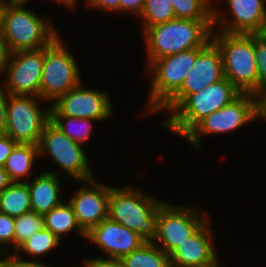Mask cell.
<instances>
[{"mask_svg": "<svg viewBox=\"0 0 266 267\" xmlns=\"http://www.w3.org/2000/svg\"><path fill=\"white\" fill-rule=\"evenodd\" d=\"M213 20L173 19L144 30L148 65L159 58L203 48L212 38Z\"/></svg>", "mask_w": 266, "mask_h": 267, "instance_id": "6da1fadb", "label": "cell"}, {"mask_svg": "<svg viewBox=\"0 0 266 267\" xmlns=\"http://www.w3.org/2000/svg\"><path fill=\"white\" fill-rule=\"evenodd\" d=\"M219 47L223 72L240 92L261 95V82L258 80L255 61V34H230L219 31L212 35Z\"/></svg>", "mask_w": 266, "mask_h": 267, "instance_id": "7a4b0ae2", "label": "cell"}, {"mask_svg": "<svg viewBox=\"0 0 266 267\" xmlns=\"http://www.w3.org/2000/svg\"><path fill=\"white\" fill-rule=\"evenodd\" d=\"M145 195L140 189L130 186L123 189L111 187L108 217L137 232L144 242H152L156 233L158 208L163 202Z\"/></svg>", "mask_w": 266, "mask_h": 267, "instance_id": "3957f363", "label": "cell"}, {"mask_svg": "<svg viewBox=\"0 0 266 267\" xmlns=\"http://www.w3.org/2000/svg\"><path fill=\"white\" fill-rule=\"evenodd\" d=\"M240 92L226 77L190 94L163 122L167 129L183 138L206 116L224 108Z\"/></svg>", "mask_w": 266, "mask_h": 267, "instance_id": "277c9868", "label": "cell"}, {"mask_svg": "<svg viewBox=\"0 0 266 267\" xmlns=\"http://www.w3.org/2000/svg\"><path fill=\"white\" fill-rule=\"evenodd\" d=\"M41 17L23 5L4 6L2 30L10 53L20 50H36L48 46L58 34Z\"/></svg>", "mask_w": 266, "mask_h": 267, "instance_id": "5b68a950", "label": "cell"}, {"mask_svg": "<svg viewBox=\"0 0 266 267\" xmlns=\"http://www.w3.org/2000/svg\"><path fill=\"white\" fill-rule=\"evenodd\" d=\"M202 48L189 49L153 60L147 67L153 71L148 101L151 112L159 109L181 88L185 77L194 65Z\"/></svg>", "mask_w": 266, "mask_h": 267, "instance_id": "8992f818", "label": "cell"}, {"mask_svg": "<svg viewBox=\"0 0 266 267\" xmlns=\"http://www.w3.org/2000/svg\"><path fill=\"white\" fill-rule=\"evenodd\" d=\"M80 80L76 59L57 36L44 48L40 97L56 100L77 86Z\"/></svg>", "mask_w": 266, "mask_h": 267, "instance_id": "52a82bcc", "label": "cell"}, {"mask_svg": "<svg viewBox=\"0 0 266 267\" xmlns=\"http://www.w3.org/2000/svg\"><path fill=\"white\" fill-rule=\"evenodd\" d=\"M38 100L43 99L30 95H8L5 134L16 143L39 144L44 127L50 121V109L42 111Z\"/></svg>", "mask_w": 266, "mask_h": 267, "instance_id": "ba28073f", "label": "cell"}, {"mask_svg": "<svg viewBox=\"0 0 266 267\" xmlns=\"http://www.w3.org/2000/svg\"><path fill=\"white\" fill-rule=\"evenodd\" d=\"M259 117V96L253 93H241L224 108L202 119L185 138L191 145L199 148L201 147L199 134L230 132Z\"/></svg>", "mask_w": 266, "mask_h": 267, "instance_id": "9c48e42d", "label": "cell"}, {"mask_svg": "<svg viewBox=\"0 0 266 267\" xmlns=\"http://www.w3.org/2000/svg\"><path fill=\"white\" fill-rule=\"evenodd\" d=\"M39 154H47L74 180L87 181L94 178L81 144L71 140L49 121L41 134Z\"/></svg>", "mask_w": 266, "mask_h": 267, "instance_id": "30bf717a", "label": "cell"}, {"mask_svg": "<svg viewBox=\"0 0 266 267\" xmlns=\"http://www.w3.org/2000/svg\"><path fill=\"white\" fill-rule=\"evenodd\" d=\"M199 210L195 207L181 208L163 202L158 208L156 233L152 242H160V249L169 255L207 222V218L202 214L203 211Z\"/></svg>", "mask_w": 266, "mask_h": 267, "instance_id": "8fae6325", "label": "cell"}, {"mask_svg": "<svg viewBox=\"0 0 266 267\" xmlns=\"http://www.w3.org/2000/svg\"><path fill=\"white\" fill-rule=\"evenodd\" d=\"M224 78L222 54L217 44L210 40L197 54L181 88L159 109L173 112L190 94Z\"/></svg>", "mask_w": 266, "mask_h": 267, "instance_id": "7c38bea8", "label": "cell"}, {"mask_svg": "<svg viewBox=\"0 0 266 267\" xmlns=\"http://www.w3.org/2000/svg\"><path fill=\"white\" fill-rule=\"evenodd\" d=\"M43 63L44 48L10 53L1 72L7 75V93L40 97Z\"/></svg>", "mask_w": 266, "mask_h": 267, "instance_id": "4fadbf2b", "label": "cell"}, {"mask_svg": "<svg viewBox=\"0 0 266 267\" xmlns=\"http://www.w3.org/2000/svg\"><path fill=\"white\" fill-rule=\"evenodd\" d=\"M80 82L66 94L60 95L50 106V116H69L105 121L113 114L109 96L82 87Z\"/></svg>", "mask_w": 266, "mask_h": 267, "instance_id": "5bb4252c", "label": "cell"}, {"mask_svg": "<svg viewBox=\"0 0 266 267\" xmlns=\"http://www.w3.org/2000/svg\"><path fill=\"white\" fill-rule=\"evenodd\" d=\"M81 182L89 183L90 186L80 187L77 194L68 202L73 208L78 225L87 233L108 217V201L112 186L99 184L94 178Z\"/></svg>", "mask_w": 266, "mask_h": 267, "instance_id": "9a60e30c", "label": "cell"}, {"mask_svg": "<svg viewBox=\"0 0 266 267\" xmlns=\"http://www.w3.org/2000/svg\"><path fill=\"white\" fill-rule=\"evenodd\" d=\"M227 1L229 3L228 7H230V11L233 14L232 20L227 21L221 16L220 11L213 7V25L220 24L221 31L230 34H256L266 32V0Z\"/></svg>", "mask_w": 266, "mask_h": 267, "instance_id": "2e32d148", "label": "cell"}, {"mask_svg": "<svg viewBox=\"0 0 266 267\" xmlns=\"http://www.w3.org/2000/svg\"><path fill=\"white\" fill-rule=\"evenodd\" d=\"M98 245L109 258L121 259L144 243L137 232L107 217L92 227L85 236Z\"/></svg>", "mask_w": 266, "mask_h": 267, "instance_id": "e0dca14e", "label": "cell"}, {"mask_svg": "<svg viewBox=\"0 0 266 267\" xmlns=\"http://www.w3.org/2000/svg\"><path fill=\"white\" fill-rule=\"evenodd\" d=\"M207 221L194 235L178 245L170 254L171 267H219Z\"/></svg>", "mask_w": 266, "mask_h": 267, "instance_id": "ac0fdd59", "label": "cell"}, {"mask_svg": "<svg viewBox=\"0 0 266 267\" xmlns=\"http://www.w3.org/2000/svg\"><path fill=\"white\" fill-rule=\"evenodd\" d=\"M58 174L53 171L42 172L32 182H27L32 211L44 215L61 204L59 193L62 190Z\"/></svg>", "mask_w": 266, "mask_h": 267, "instance_id": "d6986e66", "label": "cell"}, {"mask_svg": "<svg viewBox=\"0 0 266 267\" xmlns=\"http://www.w3.org/2000/svg\"><path fill=\"white\" fill-rule=\"evenodd\" d=\"M32 211L27 181L12 182L0 193V213L19 217Z\"/></svg>", "mask_w": 266, "mask_h": 267, "instance_id": "ffe728a7", "label": "cell"}, {"mask_svg": "<svg viewBox=\"0 0 266 267\" xmlns=\"http://www.w3.org/2000/svg\"><path fill=\"white\" fill-rule=\"evenodd\" d=\"M39 154L38 145L17 143L4 165V170L12 182H19L25 175H30L35 157Z\"/></svg>", "mask_w": 266, "mask_h": 267, "instance_id": "44dd1931", "label": "cell"}, {"mask_svg": "<svg viewBox=\"0 0 266 267\" xmlns=\"http://www.w3.org/2000/svg\"><path fill=\"white\" fill-rule=\"evenodd\" d=\"M121 261L124 267H171L169 255L154 242H144Z\"/></svg>", "mask_w": 266, "mask_h": 267, "instance_id": "7402d4cb", "label": "cell"}, {"mask_svg": "<svg viewBox=\"0 0 266 267\" xmlns=\"http://www.w3.org/2000/svg\"><path fill=\"white\" fill-rule=\"evenodd\" d=\"M45 220V228L50 230L61 240V235L67 232H71L73 229H77L83 237L86 233L78 225L75 213L69 202H62L50 212L43 215Z\"/></svg>", "mask_w": 266, "mask_h": 267, "instance_id": "603a6c76", "label": "cell"}, {"mask_svg": "<svg viewBox=\"0 0 266 267\" xmlns=\"http://www.w3.org/2000/svg\"><path fill=\"white\" fill-rule=\"evenodd\" d=\"M63 120H66V122L64 123ZM50 121L71 140L82 145L90 138L93 128L91 121L95 120L69 116H50Z\"/></svg>", "mask_w": 266, "mask_h": 267, "instance_id": "cb8c5ba5", "label": "cell"}, {"mask_svg": "<svg viewBox=\"0 0 266 267\" xmlns=\"http://www.w3.org/2000/svg\"><path fill=\"white\" fill-rule=\"evenodd\" d=\"M211 0H170L177 19L213 20ZM212 7V8H211Z\"/></svg>", "mask_w": 266, "mask_h": 267, "instance_id": "d4e9b609", "label": "cell"}, {"mask_svg": "<svg viewBox=\"0 0 266 267\" xmlns=\"http://www.w3.org/2000/svg\"><path fill=\"white\" fill-rule=\"evenodd\" d=\"M140 16L144 23L143 30L176 18L170 0H145Z\"/></svg>", "mask_w": 266, "mask_h": 267, "instance_id": "484cf974", "label": "cell"}, {"mask_svg": "<svg viewBox=\"0 0 266 267\" xmlns=\"http://www.w3.org/2000/svg\"><path fill=\"white\" fill-rule=\"evenodd\" d=\"M45 228L43 215L30 211L15 218L14 248L22 245L28 238L36 232Z\"/></svg>", "mask_w": 266, "mask_h": 267, "instance_id": "4316f807", "label": "cell"}, {"mask_svg": "<svg viewBox=\"0 0 266 267\" xmlns=\"http://www.w3.org/2000/svg\"><path fill=\"white\" fill-rule=\"evenodd\" d=\"M60 241L61 240L50 230L44 228L43 230L36 232L32 237L28 238L22 245H20L17 248L16 253H19L22 250L33 256H40L59 246Z\"/></svg>", "mask_w": 266, "mask_h": 267, "instance_id": "83f0119b", "label": "cell"}, {"mask_svg": "<svg viewBox=\"0 0 266 267\" xmlns=\"http://www.w3.org/2000/svg\"><path fill=\"white\" fill-rule=\"evenodd\" d=\"M255 61L261 94L266 90V32L255 34Z\"/></svg>", "mask_w": 266, "mask_h": 267, "instance_id": "f1b7e54d", "label": "cell"}, {"mask_svg": "<svg viewBox=\"0 0 266 267\" xmlns=\"http://www.w3.org/2000/svg\"><path fill=\"white\" fill-rule=\"evenodd\" d=\"M15 218L0 213V245L13 244L14 248Z\"/></svg>", "mask_w": 266, "mask_h": 267, "instance_id": "f546056e", "label": "cell"}, {"mask_svg": "<svg viewBox=\"0 0 266 267\" xmlns=\"http://www.w3.org/2000/svg\"><path fill=\"white\" fill-rule=\"evenodd\" d=\"M20 253H12L0 260V267H47L38 261H25L19 257Z\"/></svg>", "mask_w": 266, "mask_h": 267, "instance_id": "4dcf8cb0", "label": "cell"}, {"mask_svg": "<svg viewBox=\"0 0 266 267\" xmlns=\"http://www.w3.org/2000/svg\"><path fill=\"white\" fill-rule=\"evenodd\" d=\"M16 144L7 134H0V167H4L8 156Z\"/></svg>", "mask_w": 266, "mask_h": 267, "instance_id": "1f68e13d", "label": "cell"}, {"mask_svg": "<svg viewBox=\"0 0 266 267\" xmlns=\"http://www.w3.org/2000/svg\"><path fill=\"white\" fill-rule=\"evenodd\" d=\"M82 262H84V267H124L121 259L114 258H94Z\"/></svg>", "mask_w": 266, "mask_h": 267, "instance_id": "d6a6232c", "label": "cell"}, {"mask_svg": "<svg viewBox=\"0 0 266 267\" xmlns=\"http://www.w3.org/2000/svg\"><path fill=\"white\" fill-rule=\"evenodd\" d=\"M89 6L105 9L109 12H120V0H86Z\"/></svg>", "mask_w": 266, "mask_h": 267, "instance_id": "836d02e7", "label": "cell"}, {"mask_svg": "<svg viewBox=\"0 0 266 267\" xmlns=\"http://www.w3.org/2000/svg\"><path fill=\"white\" fill-rule=\"evenodd\" d=\"M0 85V134H5L6 130V105L8 93L5 88ZM5 91V92H4Z\"/></svg>", "mask_w": 266, "mask_h": 267, "instance_id": "e575fe53", "label": "cell"}, {"mask_svg": "<svg viewBox=\"0 0 266 267\" xmlns=\"http://www.w3.org/2000/svg\"><path fill=\"white\" fill-rule=\"evenodd\" d=\"M145 0H120V11H131L140 16Z\"/></svg>", "mask_w": 266, "mask_h": 267, "instance_id": "d590c367", "label": "cell"}, {"mask_svg": "<svg viewBox=\"0 0 266 267\" xmlns=\"http://www.w3.org/2000/svg\"><path fill=\"white\" fill-rule=\"evenodd\" d=\"M10 52L7 49L3 30H0V72H2L5 63L9 57Z\"/></svg>", "mask_w": 266, "mask_h": 267, "instance_id": "8d00e7d4", "label": "cell"}, {"mask_svg": "<svg viewBox=\"0 0 266 267\" xmlns=\"http://www.w3.org/2000/svg\"><path fill=\"white\" fill-rule=\"evenodd\" d=\"M11 183L12 181L10 180L8 173L4 170V167H0V193Z\"/></svg>", "mask_w": 266, "mask_h": 267, "instance_id": "74e56055", "label": "cell"}, {"mask_svg": "<svg viewBox=\"0 0 266 267\" xmlns=\"http://www.w3.org/2000/svg\"><path fill=\"white\" fill-rule=\"evenodd\" d=\"M260 117L266 118V90L259 96Z\"/></svg>", "mask_w": 266, "mask_h": 267, "instance_id": "f35d334b", "label": "cell"}, {"mask_svg": "<svg viewBox=\"0 0 266 267\" xmlns=\"http://www.w3.org/2000/svg\"><path fill=\"white\" fill-rule=\"evenodd\" d=\"M55 1V0H54ZM57 2H60L62 4H66L67 7H74L77 0H56Z\"/></svg>", "mask_w": 266, "mask_h": 267, "instance_id": "ab89813d", "label": "cell"}, {"mask_svg": "<svg viewBox=\"0 0 266 267\" xmlns=\"http://www.w3.org/2000/svg\"><path fill=\"white\" fill-rule=\"evenodd\" d=\"M30 0H12V5L13 4H20V5H26L25 3L29 2Z\"/></svg>", "mask_w": 266, "mask_h": 267, "instance_id": "60d3db41", "label": "cell"}, {"mask_svg": "<svg viewBox=\"0 0 266 267\" xmlns=\"http://www.w3.org/2000/svg\"><path fill=\"white\" fill-rule=\"evenodd\" d=\"M0 4L3 6L12 5V0H0Z\"/></svg>", "mask_w": 266, "mask_h": 267, "instance_id": "b9f144b4", "label": "cell"}, {"mask_svg": "<svg viewBox=\"0 0 266 267\" xmlns=\"http://www.w3.org/2000/svg\"><path fill=\"white\" fill-rule=\"evenodd\" d=\"M4 6L0 4V30H2V13Z\"/></svg>", "mask_w": 266, "mask_h": 267, "instance_id": "7bdbcfd3", "label": "cell"}, {"mask_svg": "<svg viewBox=\"0 0 266 267\" xmlns=\"http://www.w3.org/2000/svg\"><path fill=\"white\" fill-rule=\"evenodd\" d=\"M1 247H2V246H0V256L2 255L1 253H3V252H2V248H1ZM0 260H1V259H0Z\"/></svg>", "mask_w": 266, "mask_h": 267, "instance_id": "ee69618b", "label": "cell"}]
</instances>
